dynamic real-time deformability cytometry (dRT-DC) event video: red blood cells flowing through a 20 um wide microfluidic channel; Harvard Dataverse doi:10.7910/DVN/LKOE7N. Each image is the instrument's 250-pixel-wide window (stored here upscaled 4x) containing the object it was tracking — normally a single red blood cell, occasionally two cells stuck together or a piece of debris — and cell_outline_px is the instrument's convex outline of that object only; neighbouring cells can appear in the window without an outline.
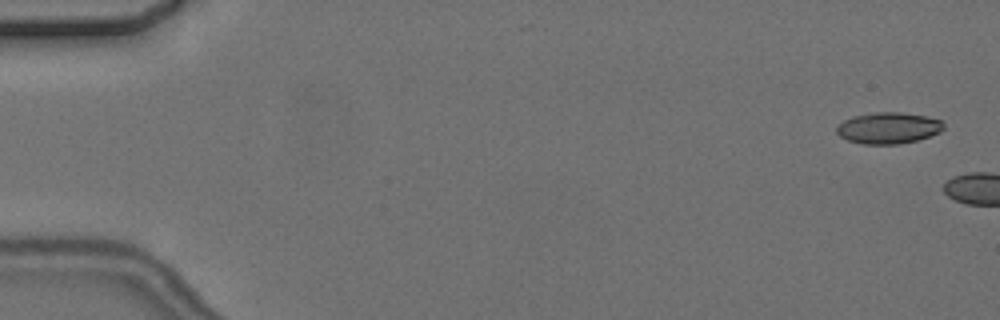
{"species": "common noctule bat (a hibernating species)", "species_latin": "Nyctalus noctula", "temperature_condition": "cold", "stored_images_in_passage": 2, "camera_frame_rate_fps": 3000, "um_per_image_px": 0.085, "animal": {"sex": "female", "body_mass_g": 24.6, "forearm_length_mm": 56.2}, "frame": {"image": 1, "passage_image": 1, "time_ms": 0.0, "image_size_px": [1000, 320], "cell_outline_px": [[944, 128], [940, 132], [916, 140], [900, 144], [864, 144], [848, 140], [840, 136], [836, 132], [836, 124], [852, 116], [876, 112], [900, 112], [928, 116], [940, 120], [944, 124]], "centroid_in_image_um": [75.49, 10.87], "position_along_channel_um": 9.5, "area_um2": 19.59}}